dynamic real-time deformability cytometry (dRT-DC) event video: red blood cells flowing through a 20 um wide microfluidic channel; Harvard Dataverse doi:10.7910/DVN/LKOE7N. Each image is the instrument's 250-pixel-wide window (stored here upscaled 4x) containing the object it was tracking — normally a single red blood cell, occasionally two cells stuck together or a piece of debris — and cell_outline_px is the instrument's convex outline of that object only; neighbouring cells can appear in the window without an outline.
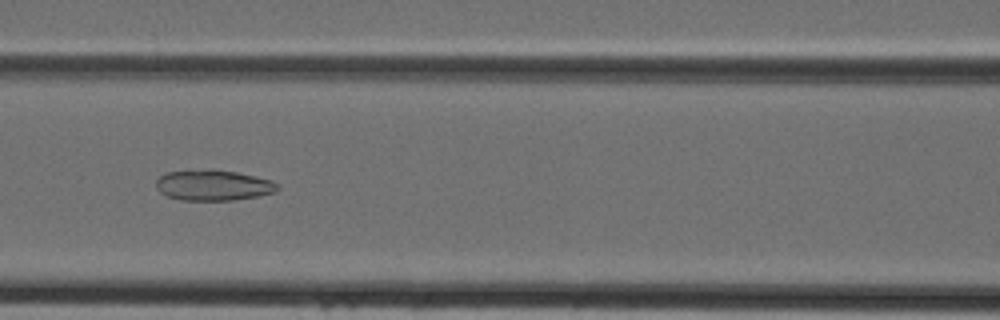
{"species": "Egyptian fruit bat (a non-hibernating species)", "species_latin": "Rousettus aegyptiacus", "temperature_condition": "cold", "stored_images_in_passage": 37, "camera_frame_rate_fps": 3000, "um_per_image_px": 0.085, "animal": {"sex": "female"}, "frame": {"image": 1, "passage_image": 12, "time_ms": 3.667, "image_size_px": [1000, 320], "cell_outline_px": [[280, 188], [276, 192], [260, 196], [232, 200], [180, 200], [168, 196], [160, 192], [156, 188], [156, 180], [160, 176], [168, 172], [212, 168], [236, 172], [256, 176], [272, 180], [280, 184]], "centroid_in_image_um": [18.17, 15.74], "position_along_channel_um": 148.4, "area_um2": 22.02}}
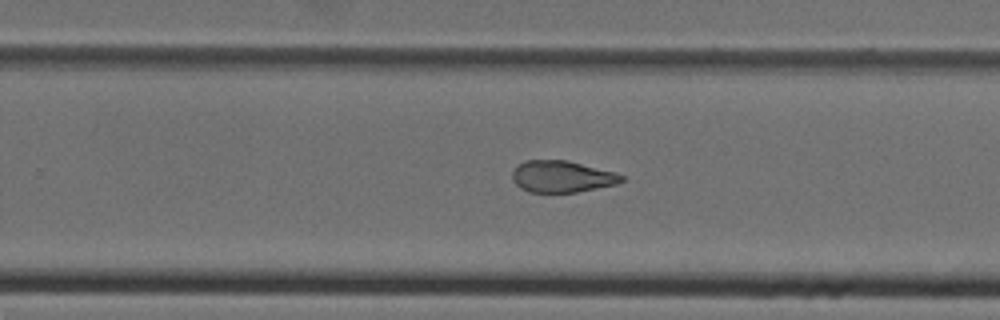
{"frame": {"image": 2, "passage_image": 21, "time_ms": 6.667, "image_size_px": [1000, 320], "cell_outline_px": [[624, 180], [616, 184], [576, 192], [528, 192], [520, 188], [512, 180], [512, 172], [516, 164], [524, 160], [568, 160], [616, 172], [624, 176]], "centroid_in_image_um": [47.73, 14.99], "position_along_channel_um": 282.1, "area_um2": 20.35}}
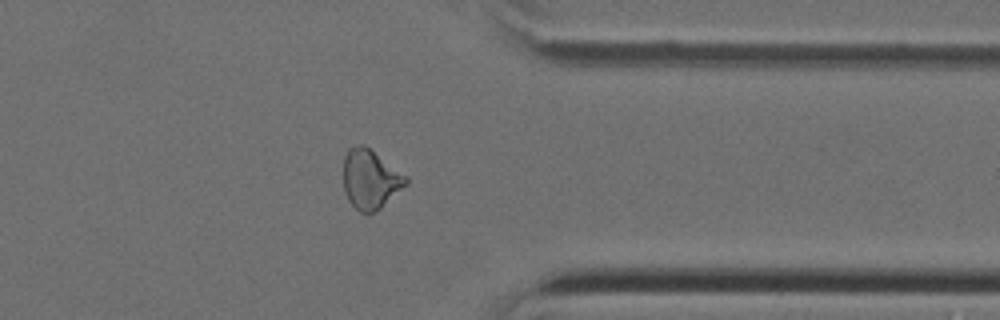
{"frame": {"image": 3, "passage_image": 28, "time_ms": 9.0, "image_size_px": [1000, 320], "cell_outline_px": [[408, 184], [376, 212], [360, 212], [348, 200], [344, 192], [344, 156], [348, 148], [360, 144], [364, 144], [408, 176]], "centroid_in_image_um": [31.49, 15.22], "position_along_channel_um": 379.9, "area_um2": 21.73}}